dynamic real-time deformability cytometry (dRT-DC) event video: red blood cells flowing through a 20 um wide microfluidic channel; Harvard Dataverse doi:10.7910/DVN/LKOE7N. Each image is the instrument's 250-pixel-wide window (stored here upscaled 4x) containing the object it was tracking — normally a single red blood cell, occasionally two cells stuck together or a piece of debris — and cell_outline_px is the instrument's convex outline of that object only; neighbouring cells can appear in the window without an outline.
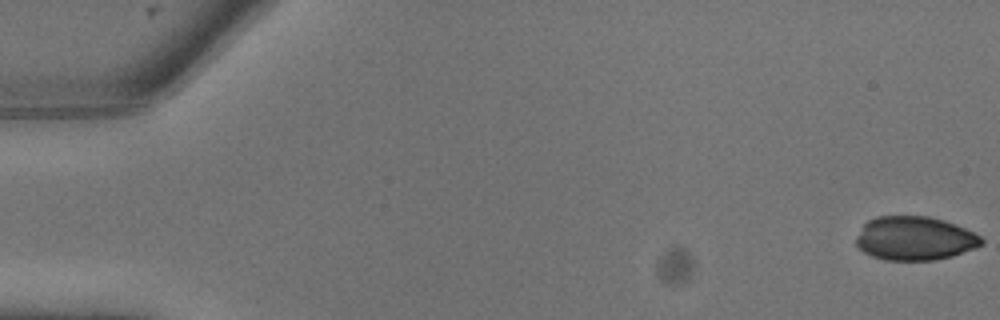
{"species": "common noctule bat (a hibernating species)", "species_latin": "Nyctalus noctula", "temperature_condition": "warm", "stored_images_in_passage": 8, "camera_frame_rate_fps": 3000, "um_per_image_px": 0.085, "animal": {"sex": "male", "body_mass_g": 13.3}, "frame": {"image": 1, "passage_image": 1, "time_ms": 0.0, "image_size_px": [1000, 320], "cell_outline_px": [[984, 244], [976, 248], [952, 256], [936, 260], [884, 260], [872, 256], [864, 252], [856, 244], [856, 236], [864, 224], [868, 220], [876, 216], [928, 216], [944, 220], [964, 228], [980, 236], [984, 240]], "centroid_in_image_um": [77.75, 20.26], "position_along_channel_um": 7.2, "area_um2": 32.08}}
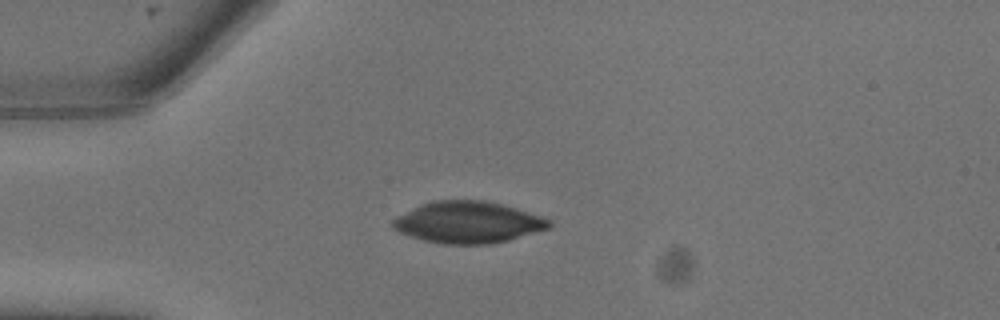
{"frame": {"image": 2, "passage_image": 7, "time_ms": 2.0, "image_size_px": [1000, 320], "cell_outline_px": [[552, 224], [548, 228], [508, 240], [488, 244], [444, 244], [424, 240], [400, 232], [392, 228], [392, 220], [420, 204], [436, 200], [484, 200], [516, 208], [552, 220]], "centroid_in_image_um": [39.78, 18.89], "position_along_channel_um": 45.2, "area_um2": 37.45}}